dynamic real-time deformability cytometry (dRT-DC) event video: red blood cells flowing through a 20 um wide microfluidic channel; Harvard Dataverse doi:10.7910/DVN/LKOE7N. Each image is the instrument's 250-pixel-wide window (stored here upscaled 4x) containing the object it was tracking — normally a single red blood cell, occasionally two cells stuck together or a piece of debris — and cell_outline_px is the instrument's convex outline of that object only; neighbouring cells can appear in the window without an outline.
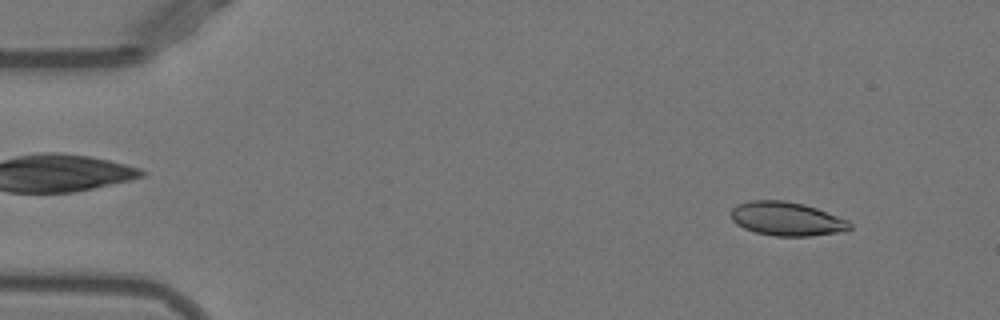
{"species": "Egyptian fruit bat (a non-hibernating species)", "species_latin": "Rousettus aegyptiacus", "temperature_condition": "warm", "stored_images_in_passage": 52, "camera_frame_rate_fps": 3000, "um_per_image_px": 0.085, "animal": {"sex": "female"}, "frame": {"image": 1, "passage_image": 6, "time_ms": 1.667, "image_size_px": [1000, 320], "cell_outline_px": [[852, 228], [844, 232], [812, 236], [776, 236], [756, 232], [744, 228], [736, 224], [732, 220], [732, 208], [736, 204], [752, 200], [784, 200], [804, 204], [816, 208], [848, 220], [852, 224]], "centroid_in_image_um": [66.9, 18.6], "position_along_channel_um": 18.1, "area_um2": 23.52}}
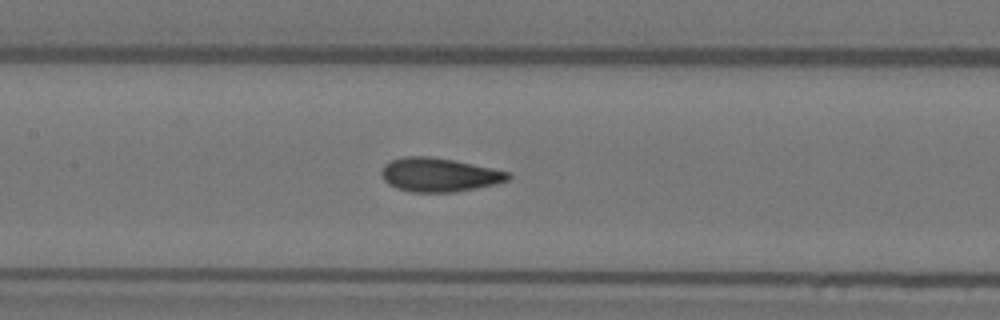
{"frame": {"image": 2, "passage_image": 25, "time_ms": 8.0, "image_size_px": [1000, 320], "cell_outline_px": [[512, 176], [508, 180], [476, 188], [456, 192], [412, 192], [396, 188], [388, 184], [384, 180], [380, 172], [384, 164], [392, 160], [404, 156], [432, 156], [492, 168], [508, 172]], "centroid_in_image_um": [37.28, 14.86], "position_along_channel_um": 170.1, "area_um2": 24.85}}
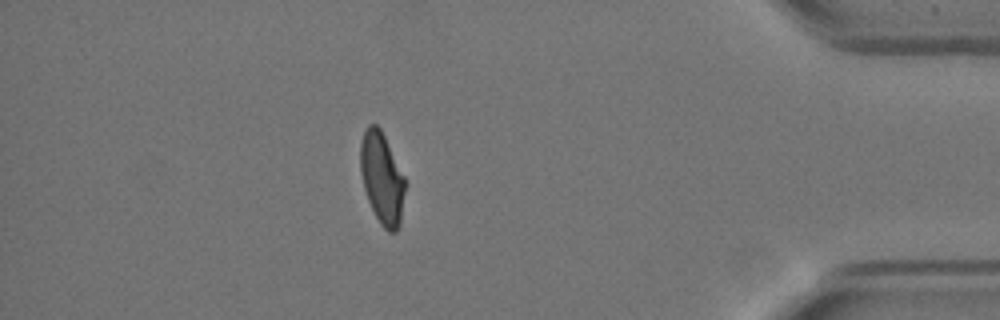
{"frame": {"image": 3, "passage_image": 46, "time_ms": 15.0, "image_size_px": [1000, 320], "cell_outline_px": [[408, 184], [400, 224], [396, 232], [388, 232], [380, 224], [368, 200], [364, 188], [360, 172], [360, 144], [364, 132], [368, 124], [376, 124], [380, 128]], "centroid_in_image_um": [32.49, 15.18], "position_along_channel_um": 402.7, "area_um2": 24.1}, "authors_computed_cell_mechanics": {"area_um2": 24.1604, "velocity_mm_per_s": 3.9282, "shape_relaxation_time_tau1_ms": 7.9379, "shape_relaxation_time_tau2_ms": 1.0008, "deformation_change_tau1": 0.2176, "deformation_change_tau2": 0.0663}}